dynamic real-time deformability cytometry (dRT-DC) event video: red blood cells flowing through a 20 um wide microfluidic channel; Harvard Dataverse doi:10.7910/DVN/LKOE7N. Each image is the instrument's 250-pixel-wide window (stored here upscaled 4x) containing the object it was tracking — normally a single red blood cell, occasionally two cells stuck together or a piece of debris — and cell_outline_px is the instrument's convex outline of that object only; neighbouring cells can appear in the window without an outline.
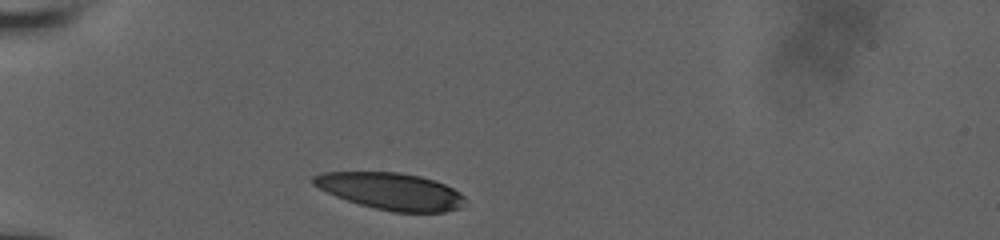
{"species": "human", "species_latin": "Homo sapiens", "temperature_condition": "room temperature", "stored_images_in_passage": 6, "camera_frame_rate_fps": 3000, "um_per_image_px": 0.085, "donor": {"sex": "male"}, "frame": {"image": 1, "passage_image": 1, "time_ms": 0.0, "image_size_px": [1000, 240], "cell_outline_px": [[464, 200], [460, 208], [444, 212], [392, 212], [360, 204], [336, 196], [312, 184], [312, 176], [320, 172], [400, 172], [420, 176], [444, 184], [460, 192], [464, 196]], "centroid_in_image_um": [33.21, 16.24], "position_along_channel_um": 51.8, "area_um2": 32.37}}
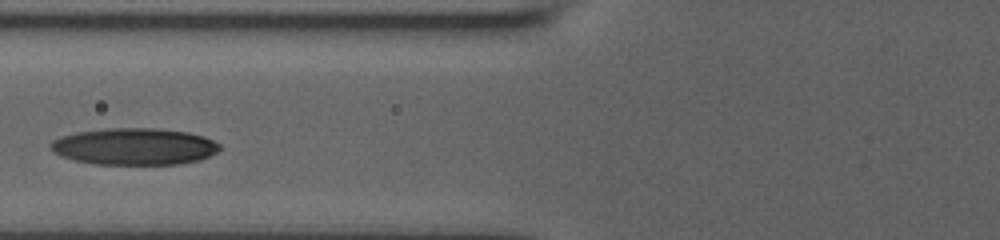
{"frame": {"image": 2, "passage_image": 4, "time_ms": 2.333, "image_size_px": [1000, 240], "cell_outline_px": [[220, 148], [216, 152], [200, 160], [176, 164], [92, 164], [60, 156], [52, 152], [48, 148], [48, 144], [52, 140], [60, 136], [76, 132], [108, 128], [156, 128], [188, 132], [204, 136], [220, 144]], "centroid_in_image_um": [11.36, 12.45], "position_along_channel_um": 114.4, "area_um2": 36.47}}
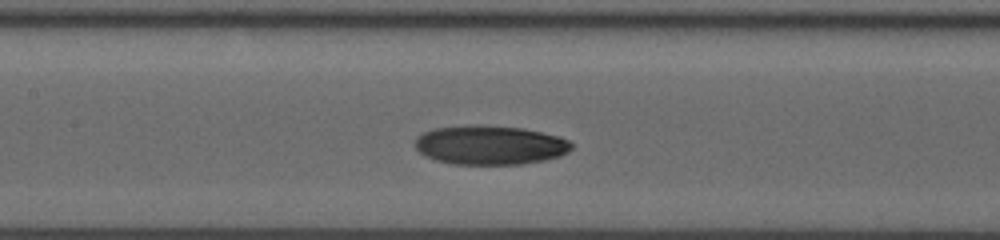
{"frame": {"image": 3, "passage_image": 6, "time_ms": 3.667, "image_size_px": [1000, 240], "cell_outline_px": [[572, 148], [568, 152], [560, 156], [544, 160], [520, 164], [452, 164], [436, 160], [424, 156], [416, 148], [416, 136], [432, 128], [476, 124], [480, 124], [524, 128], [556, 136], [568, 140], [572, 144]], "centroid_in_image_um": [41.62, 12.32], "position_along_channel_um": 165.8, "area_um2": 35.84}}